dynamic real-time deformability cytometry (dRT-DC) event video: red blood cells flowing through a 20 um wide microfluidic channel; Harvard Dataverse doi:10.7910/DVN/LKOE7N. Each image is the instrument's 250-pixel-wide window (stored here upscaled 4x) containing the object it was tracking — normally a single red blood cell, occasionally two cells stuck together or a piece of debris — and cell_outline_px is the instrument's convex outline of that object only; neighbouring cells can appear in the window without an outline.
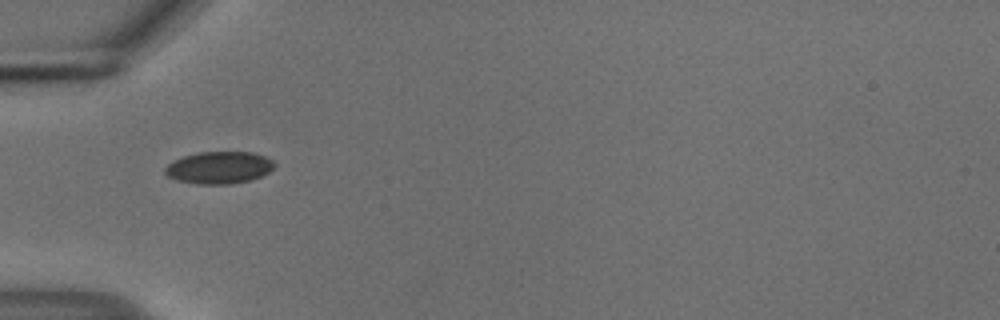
{"species": "common noctule bat (a hibernating species)", "species_latin": "Nyctalus noctula", "temperature_condition": "cold", "stored_images_in_passage": 16, "camera_frame_rate_fps": 3000, "um_per_image_px": 0.085, "animal": {"sex": "male", "body_mass_g": 18.8}, "frame": {"image": 1, "passage_image": 1, "time_ms": 0.0, "image_size_px": [1000, 320], "cell_outline_px": [[276, 164], [268, 172], [260, 176], [248, 180], [228, 184], [196, 184], [176, 180], [168, 176], [164, 172], [164, 168], [172, 160], [184, 156], [200, 152], [252, 152], [264, 156], [272, 160]], "centroid_in_image_um": [18.58, 14.24], "position_along_channel_um": 66.4, "area_um2": 20.4}}